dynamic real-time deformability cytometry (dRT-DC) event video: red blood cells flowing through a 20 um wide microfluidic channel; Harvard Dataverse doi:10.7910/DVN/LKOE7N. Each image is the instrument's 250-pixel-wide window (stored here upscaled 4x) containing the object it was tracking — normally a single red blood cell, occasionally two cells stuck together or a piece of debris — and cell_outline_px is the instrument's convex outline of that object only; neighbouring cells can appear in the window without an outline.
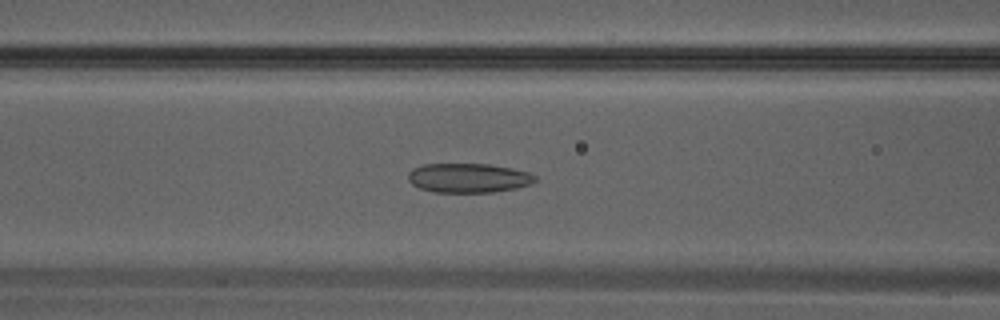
{"species": "Egyptian fruit bat (a non-hibernating species)", "species_latin": "Rousettus aegyptiacus", "temperature_condition": "warm", "stored_images_in_passage": 29, "camera_frame_rate_fps": 3000, "um_per_image_px": 0.085, "animal": {"sex": "male"}, "frame": {"image": 1, "passage_image": 9, "time_ms": 2.667, "image_size_px": [1000, 320], "cell_outline_px": [[536, 180], [532, 184], [516, 188], [496, 192], [432, 192], [420, 188], [412, 184], [408, 180], [408, 172], [412, 168], [424, 164], [488, 164], [512, 168], [528, 172], [536, 176]], "centroid_in_image_um": [39.81, 15.13], "position_along_channel_um": 126.8, "area_um2": 21.85}}
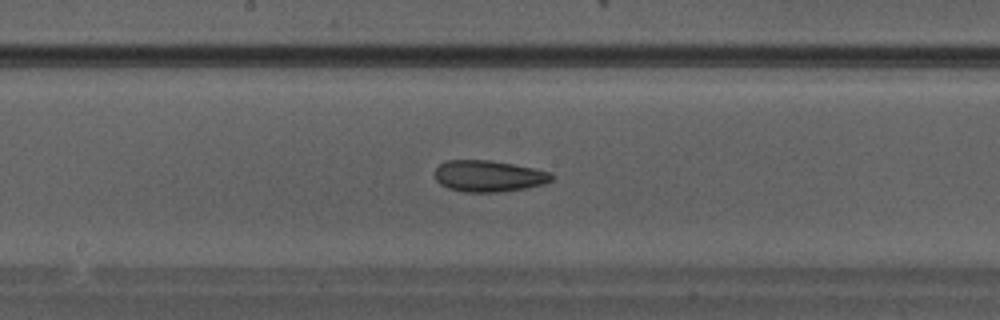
{"frame": {"image": 2, "passage_image": 13, "time_ms": 4.0, "image_size_px": [1000, 320], "cell_outline_px": [[556, 176], [552, 180], [544, 184], [528, 188], [500, 192], [464, 192], [448, 188], [440, 184], [436, 180], [436, 168], [444, 160], [492, 160], [552, 172]], "centroid_in_image_um": [41.57, 14.97], "position_along_channel_um": 206.6, "area_um2": 21.56}}